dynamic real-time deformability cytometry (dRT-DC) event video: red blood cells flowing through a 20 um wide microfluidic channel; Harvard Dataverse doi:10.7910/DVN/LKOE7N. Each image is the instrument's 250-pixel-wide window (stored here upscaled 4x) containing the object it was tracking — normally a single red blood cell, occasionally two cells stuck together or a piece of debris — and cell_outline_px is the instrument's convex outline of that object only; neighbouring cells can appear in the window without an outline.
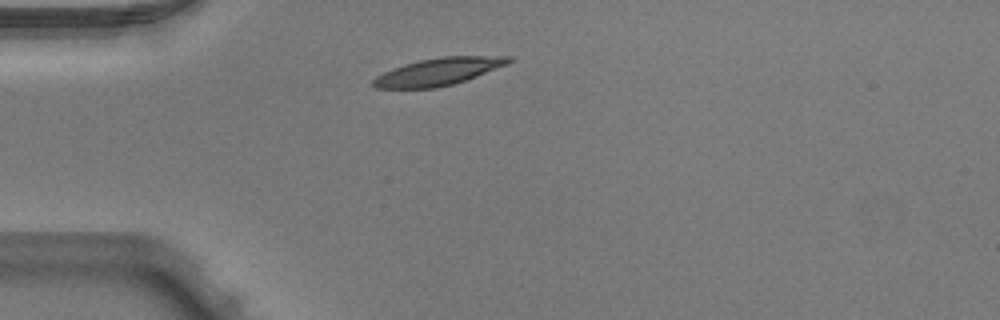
{"species": "Egyptian fruit bat (a non-hibernating species)", "species_latin": "Rousettus aegyptiacus", "temperature_condition": "warm", "stored_images_in_passage": 1, "camera_frame_rate_fps": 3000, "um_per_image_px": 0.085, "animal": {"sex": "male"}, "frame": {"image": 1, "passage_image": 1, "time_ms": 0.0, "image_size_px": [1000, 320], "cell_outline_px": [[512, 60], [508, 64], [476, 76], [452, 84], [436, 88], [376, 88], [368, 84], [376, 76], [392, 68], [404, 64], [420, 60], [444, 56], [512, 56]], "centroid_in_image_um": [37.22, 6.09], "position_along_channel_um": 47.8, "area_um2": 21.5}}